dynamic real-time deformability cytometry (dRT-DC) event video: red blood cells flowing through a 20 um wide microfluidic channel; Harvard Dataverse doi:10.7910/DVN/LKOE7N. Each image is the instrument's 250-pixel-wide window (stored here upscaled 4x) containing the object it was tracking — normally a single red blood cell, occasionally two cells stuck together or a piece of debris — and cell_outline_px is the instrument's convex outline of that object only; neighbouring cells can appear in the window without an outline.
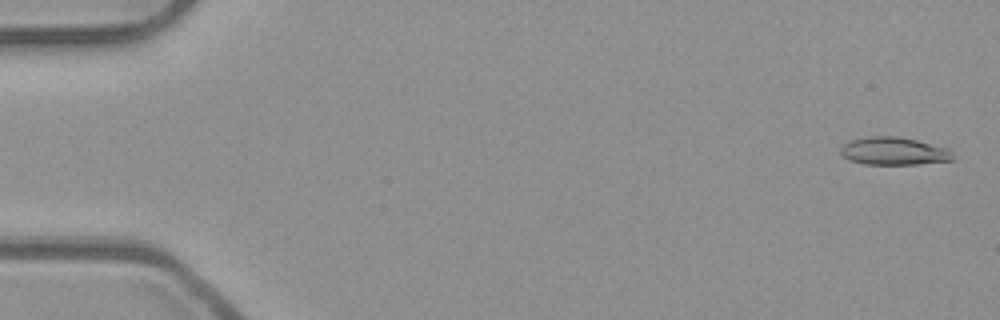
{"species": "common noctule bat (a hibernating species)", "species_latin": "Nyctalus noctula", "temperature_condition": "room temperature", "stored_images_in_passage": 9, "camera_frame_rate_fps": 3000, "um_per_image_px": 0.085, "animal": {"sex": "male", "body_mass_g": 23.1, "forearm_length_mm": 52.7}, "frame": {"image": 1, "passage_image": 2, "time_ms": 0.333, "image_size_px": [1000, 320], "cell_outline_px": [[952, 160], [916, 164], [864, 164], [848, 160], [840, 152], [840, 148], [844, 144], [852, 140], [868, 136], [900, 136], [948, 148], [952, 152]], "centroid_in_image_um": [75.95, 12.84], "position_along_channel_um": 9.0, "area_um2": 18.09}}